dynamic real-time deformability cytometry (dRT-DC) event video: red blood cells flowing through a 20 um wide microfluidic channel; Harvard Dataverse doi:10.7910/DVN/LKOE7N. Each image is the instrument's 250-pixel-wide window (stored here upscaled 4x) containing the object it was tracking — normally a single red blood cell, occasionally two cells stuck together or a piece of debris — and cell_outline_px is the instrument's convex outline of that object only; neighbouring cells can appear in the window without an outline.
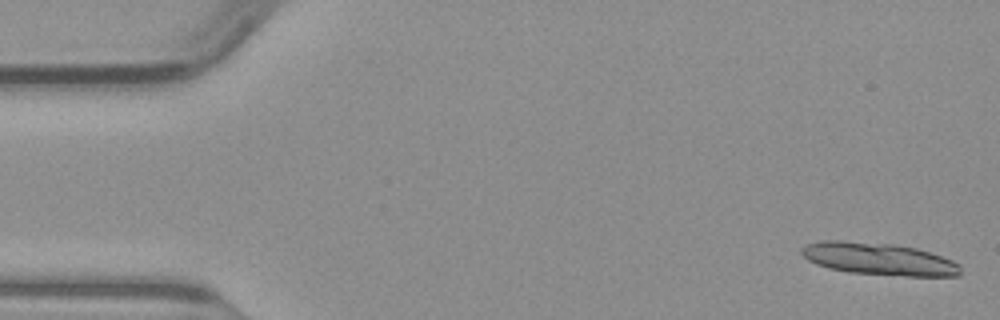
{"species": "common noctule bat (a hibernating species)", "species_latin": "Nyctalus noctula", "temperature_condition": "warm", "stored_images_in_passage": 12, "camera_frame_rate_fps": 3000, "um_per_image_px": 0.085, "animal": {"sex": "male", "body_mass_g": 23.1, "forearm_length_mm": 52.7}, "frame": {"image": 1, "passage_image": 1, "time_ms": 0.0, "image_size_px": [1000, 320], "cell_outline_px": [[960, 276], [908, 276], [848, 272], [828, 268], [816, 264], [808, 260], [800, 252], [800, 248], [808, 244], [820, 240], [844, 240], [892, 244], [916, 248], [952, 260], [960, 264]], "centroid_in_image_um": [74.67, 22.0], "position_along_channel_um": 10.3, "area_um2": 29.88}}